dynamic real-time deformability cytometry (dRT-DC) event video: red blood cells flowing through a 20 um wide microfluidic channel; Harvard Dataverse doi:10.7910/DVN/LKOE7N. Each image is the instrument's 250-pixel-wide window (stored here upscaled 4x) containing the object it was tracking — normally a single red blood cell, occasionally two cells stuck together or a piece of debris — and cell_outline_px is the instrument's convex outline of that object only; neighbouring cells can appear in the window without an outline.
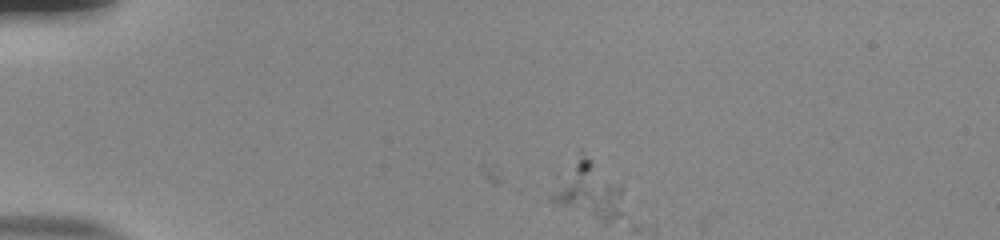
{"species": "human", "species_latin": "Homo sapiens", "temperature_condition": "room temperature", "stored_images_in_passage": 47, "camera_frame_rate_fps": 3000, "um_per_image_px": 0.085, "donor": {"sex": "male"}, "frame": {"image": 1, "passage_image": 1, "time_ms": 0.0, "image_size_px": [1000, 240], "cell_outline_px": [[620, 212], [608, 224], [604, 224], [548, 200], [548, 196], [576, 164], [584, 156], [592, 160], [620, 188]], "centroid_in_image_um": [50.03, 16.36], "position_along_channel_um": 35.0, "area_um2": 21.15}}
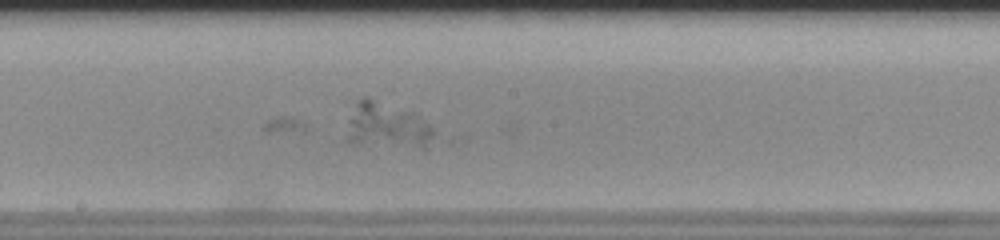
{"frame": {"image": 2, "passage_image": 22, "time_ms": 7.0, "image_size_px": [1000, 240], "cell_outline_px": [[436, 136], [428, 148], [424, 148], [348, 144], [348, 120], [356, 104], [364, 96], [412, 112], [428, 124], [436, 132]], "centroid_in_image_um": [32.93, 10.73], "position_along_channel_um": 215.3, "area_um2": 23.29}}
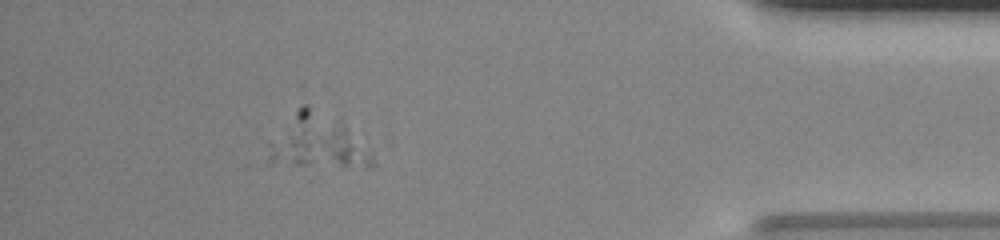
{"frame": {"image": 3, "passage_image": 41, "time_ms": 13.333, "image_size_px": [1000, 240], "cell_outline_px": [[376, 164], [372, 168], [368, 168], [268, 164], [264, 160], [268, 144], [296, 112], [304, 104], [340, 120], [344, 124], [372, 156]], "centroid_in_image_um": [26.95, 12.15], "position_along_channel_um": 408.3, "area_um2": 32.14}}